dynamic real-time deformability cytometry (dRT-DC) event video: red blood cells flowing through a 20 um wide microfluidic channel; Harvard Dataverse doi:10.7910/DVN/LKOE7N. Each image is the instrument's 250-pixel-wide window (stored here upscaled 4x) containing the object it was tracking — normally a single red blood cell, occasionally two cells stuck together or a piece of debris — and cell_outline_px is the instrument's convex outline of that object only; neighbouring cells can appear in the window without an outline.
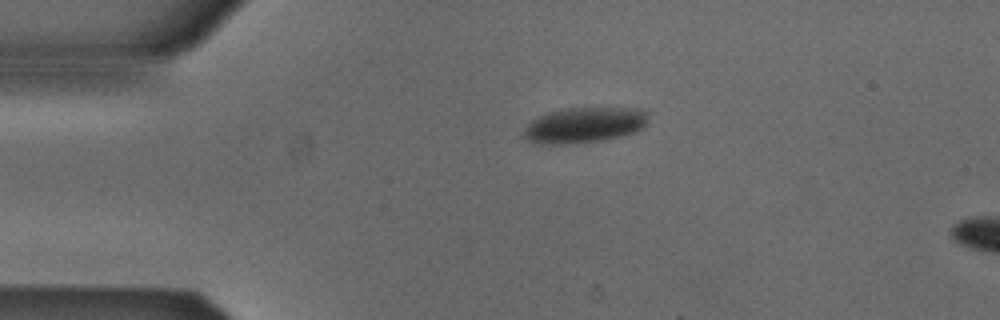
{"species": "Egyptian fruit bat (a non-hibernating species)", "species_latin": "Rousettus aegyptiacus", "temperature_condition": "cold", "stored_images_in_passage": 3, "segment_of_instrument_passage": [1, 2], "camera_frame_rate_fps": 3000, "um_per_image_px": 0.085, "animal": {"sex": "male"}, "frame": {"image": 1, "passage_image": 1, "time_ms": 0.0, "image_size_px": [1000, 320], "cell_outline_px": [[648, 124], [644, 128], [636, 132], [620, 136], [600, 140], [568, 144], [536, 144], [528, 140], [524, 136], [524, 128], [532, 120], [548, 112], [560, 108], [644, 108], [648, 112]], "centroid_in_image_um": [49.71, 10.62], "position_along_channel_um": 35.3, "area_um2": 26.07}}